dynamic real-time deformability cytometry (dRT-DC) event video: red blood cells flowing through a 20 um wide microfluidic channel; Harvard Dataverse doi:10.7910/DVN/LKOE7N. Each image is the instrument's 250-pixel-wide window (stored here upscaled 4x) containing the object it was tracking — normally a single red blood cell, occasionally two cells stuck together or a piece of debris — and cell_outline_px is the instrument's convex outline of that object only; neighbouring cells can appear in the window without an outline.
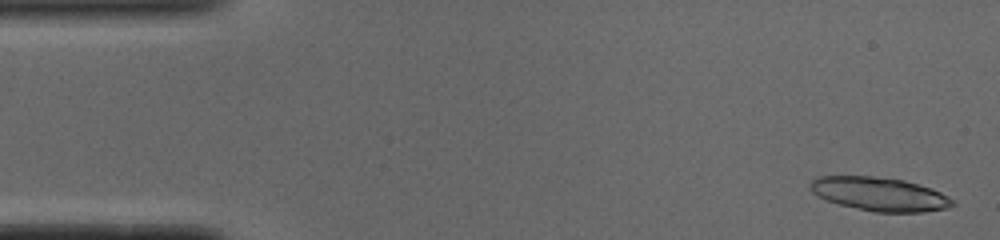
{"species": "common noctule bat (a hibernating species)", "species_latin": "Nyctalus noctula", "temperature_condition": "cold", "stored_images_in_passage": 50, "camera_frame_rate_fps": 3000, "um_per_image_px": 0.085, "animal": {"sex": "male", "body_mass_g": 19.0, "forearm_length_mm": 50.8}, "frame": {"image": 1, "passage_image": 2, "time_ms": 0.333, "image_size_px": [1000, 240], "cell_outline_px": [[956, 204], [948, 208], [924, 212], [872, 212], [840, 204], [816, 196], [812, 192], [812, 180], [820, 176], [872, 176], [904, 180], [940, 192], [956, 200]], "centroid_in_image_um": [74.8, 16.51], "position_along_channel_um": 10.2, "area_um2": 27.74}}
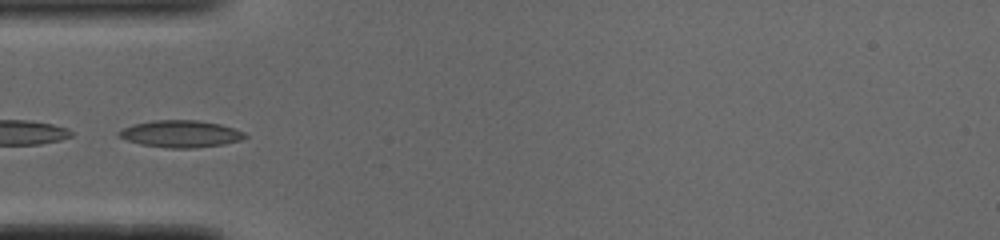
{"frame": {"image": 2, "passage_image": 16, "time_ms": 5.0, "image_size_px": [1000, 240], "cell_outline_px": [[248, 136], [240, 140], [224, 144], [192, 148], [168, 148], [140, 144], [128, 140], [120, 136], [116, 132], [132, 124], [152, 120], [196, 120], [220, 124], [244, 132]], "centroid_in_image_um": [15.35, 11.37], "position_along_channel_um": 69.7, "area_um2": 19.71}}
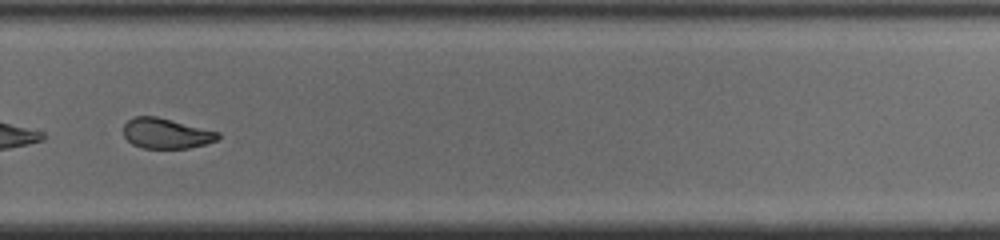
{"frame": {"image": 3, "passage_image": 35, "time_ms": 11.333, "image_size_px": [1000, 240], "cell_outline_px": [[220, 136], [216, 140], [204, 144], [188, 148], [144, 148], [132, 144], [124, 136], [124, 124], [128, 120], [136, 116], [156, 116], [220, 132]], "centroid_in_image_um": [14.11, 11.33], "position_along_channel_um": 315.7, "area_um2": 16.53}, "authors_computed_cell_mechanics": {"area_um2": 19.1896, "velocity_mm_per_s": 3.887, "shape_relaxation_time_tau1_ms": 7.0683, "shape_relaxation_time_tau2_ms": 2.55, "deformation_change_tau1": 0.167, "deformation_change_tau2": 0.0798}}